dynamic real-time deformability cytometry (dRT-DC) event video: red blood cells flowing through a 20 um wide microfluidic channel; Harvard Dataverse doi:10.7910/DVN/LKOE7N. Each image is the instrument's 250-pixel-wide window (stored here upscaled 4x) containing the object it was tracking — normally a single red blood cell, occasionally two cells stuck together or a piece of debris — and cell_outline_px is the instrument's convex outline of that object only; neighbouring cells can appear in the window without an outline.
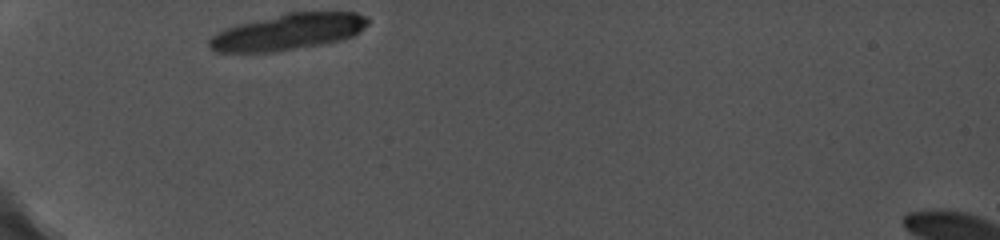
{"species": "common noctule bat (a hibernating species)", "species_latin": "Nyctalus noctula", "temperature_condition": "cold", "stored_images_in_passage": 2, "camera_frame_rate_fps": 5000, "um_per_image_px": 0.085, "animal": {"sex": "female", "body_mass_g": 19.0, "forearm_length_mm": 56.7}, "frame": {"image": 1, "passage_image": 1, "time_ms": 0.0, "image_size_px": [1000, 240], "cell_outline_px": [[368, 24], [360, 32], [344, 40], [324, 44], [272, 52], [216, 52], [208, 44], [208, 40], [216, 32], [224, 28], [284, 12], [356, 12], [368, 16]], "centroid_in_image_um": [24.51, 2.7], "position_along_channel_um": 60.5, "area_um2": 33.76}}